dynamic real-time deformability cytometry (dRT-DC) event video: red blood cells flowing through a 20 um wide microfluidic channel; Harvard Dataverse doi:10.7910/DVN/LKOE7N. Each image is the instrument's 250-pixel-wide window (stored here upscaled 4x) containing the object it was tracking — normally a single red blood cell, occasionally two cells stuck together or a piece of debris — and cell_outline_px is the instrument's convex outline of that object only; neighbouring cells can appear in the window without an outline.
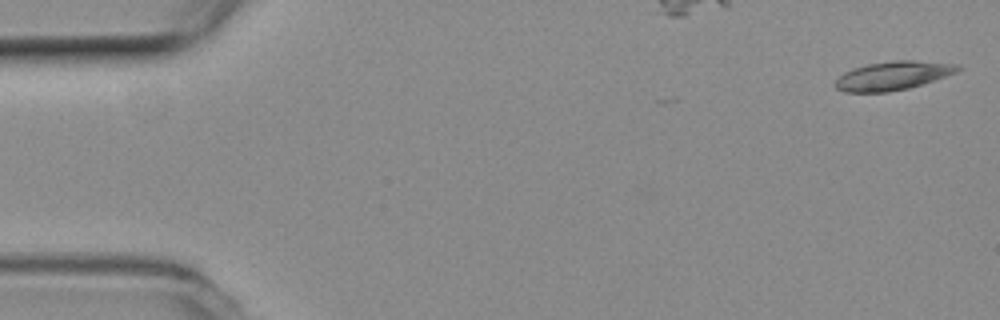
{"species": "common noctule bat (a hibernating species)", "species_latin": "Nyctalus noctula", "temperature_condition": "room temperature", "stored_images_in_passage": 37, "camera_frame_rate_fps": 3000, "um_per_image_px": 0.085, "animal": {"sex": "female", "body_mass_g": 19.3, "forearm_length_mm": 54.1}, "frame": {"image": 1, "passage_image": 1, "time_ms": 0.0, "image_size_px": [1000, 320], "cell_outline_px": [[964, 68], [956, 72], [908, 88], [888, 92], [844, 92], [836, 88], [832, 84], [844, 72], [852, 68], [868, 64], [896, 60], [912, 60], [960, 64]], "centroid_in_image_um": [75.87, 6.43], "position_along_channel_um": 9.1, "area_um2": 20.4}}
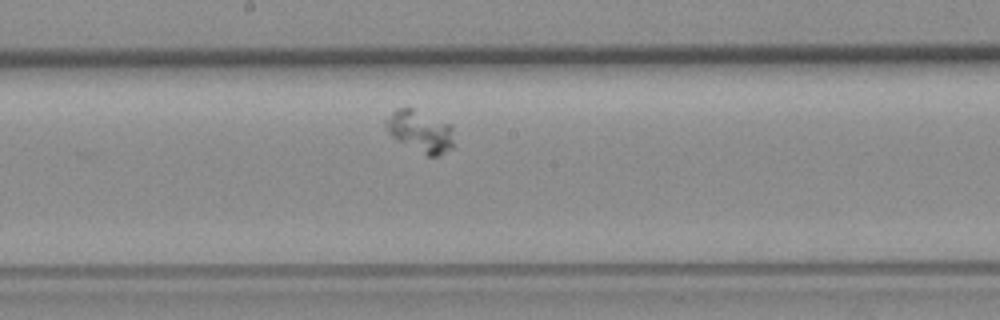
{"frame": {"image": 2, "passage_image": 22, "time_ms": 7.0, "image_size_px": [1000, 320], "cell_outline_px": [[452, 148], [436, 156], [428, 156], [396, 140], [388, 132], [384, 124], [384, 120], [396, 108], [412, 108], [452, 124]], "centroid_in_image_um": [35.69, 11.14], "position_along_channel_um": 212.5, "area_um2": 16.47}}
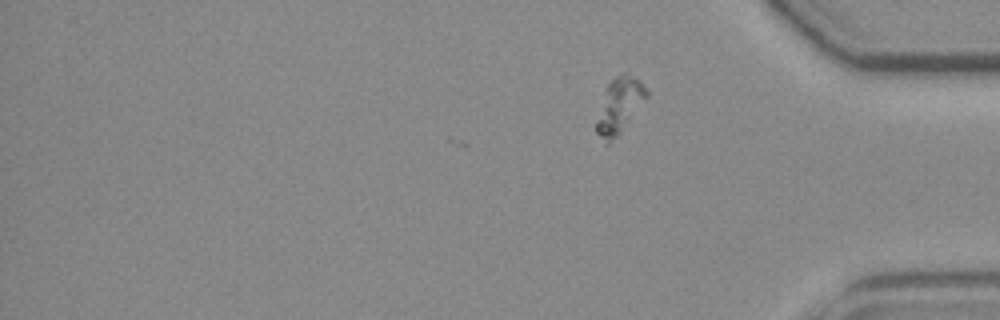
{"frame": {"image": 3, "passage_image": 37, "time_ms": 12.0, "image_size_px": [1000, 320], "cell_outline_px": [[648, 96], [620, 132], [608, 144], [596, 132], [596, 124], [604, 88], [616, 76], [632, 76], [640, 80], [648, 92]], "centroid_in_image_um": [52.63, 8.97], "position_along_channel_um": 382.6, "area_um2": 15.49}}